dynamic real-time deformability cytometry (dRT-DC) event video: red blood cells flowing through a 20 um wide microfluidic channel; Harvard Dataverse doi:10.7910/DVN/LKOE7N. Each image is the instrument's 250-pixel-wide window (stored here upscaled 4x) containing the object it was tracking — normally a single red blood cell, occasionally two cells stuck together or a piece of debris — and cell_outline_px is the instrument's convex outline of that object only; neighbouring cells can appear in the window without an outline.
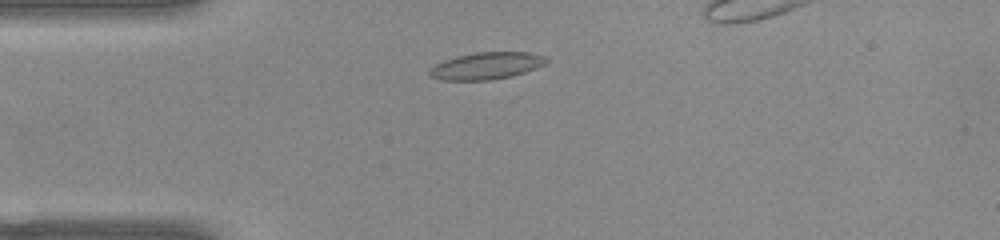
{"species": "common noctule bat (a hibernating species)", "species_latin": "Nyctalus noctula", "temperature_condition": "warm", "stored_images_in_passage": 39, "camera_frame_rate_fps": 3000, "um_per_image_px": 0.085, "animal": {"sex": "female", "body_mass_g": 22.0, "forearm_length_mm": 56.7}, "frame": {"image": 1, "passage_image": 6, "time_ms": 1.667, "image_size_px": [1000, 240], "cell_outline_px": [[548, 60], [544, 64], [536, 68], [512, 76], [492, 80], [440, 80], [428, 76], [428, 68], [444, 60], [456, 56], [476, 52], [528, 52], [544, 56]], "centroid_in_image_um": [41.29, 5.6], "position_along_channel_um": 43.7, "area_um2": 18.5}}
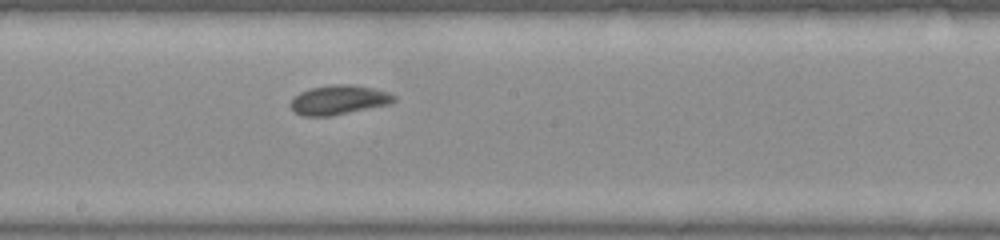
{"frame": {"image": 2, "passage_image": 21, "time_ms": 6.667, "image_size_px": [1000, 240], "cell_outline_px": [[396, 100], [388, 104], [332, 116], [304, 116], [296, 112], [288, 104], [300, 92], [312, 88], [332, 84], [356, 84], [388, 92], [396, 96]], "centroid_in_image_um": [28.8, 8.48], "position_along_channel_um": 219.4, "area_um2": 17.63}}
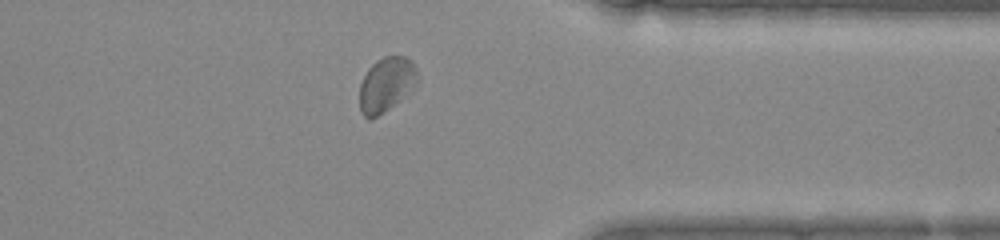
{"frame": {"image": 3, "passage_image": 34, "time_ms": 11.0, "image_size_px": [1000, 240], "cell_outline_px": [[420, 80], [416, 84], [384, 112], [368, 120], [360, 112], [360, 84], [368, 68], [376, 60], [384, 56], [404, 56], [412, 60], [416, 68]], "centroid_in_image_um": [32.83, 7.15], "position_along_channel_um": 378.6, "area_um2": 18.26}, "authors_computed_cell_mechanics": {"area_um2": 17.7446, "velocity_mm_per_s": 3.8743, "shape_relaxation_time_tau1_ms": 3.7161, "shape_relaxation_time_tau2_ms": 1.4375, "deformation_change_tau1": 0.1012, "deformation_change_tau2": 0.0521}}